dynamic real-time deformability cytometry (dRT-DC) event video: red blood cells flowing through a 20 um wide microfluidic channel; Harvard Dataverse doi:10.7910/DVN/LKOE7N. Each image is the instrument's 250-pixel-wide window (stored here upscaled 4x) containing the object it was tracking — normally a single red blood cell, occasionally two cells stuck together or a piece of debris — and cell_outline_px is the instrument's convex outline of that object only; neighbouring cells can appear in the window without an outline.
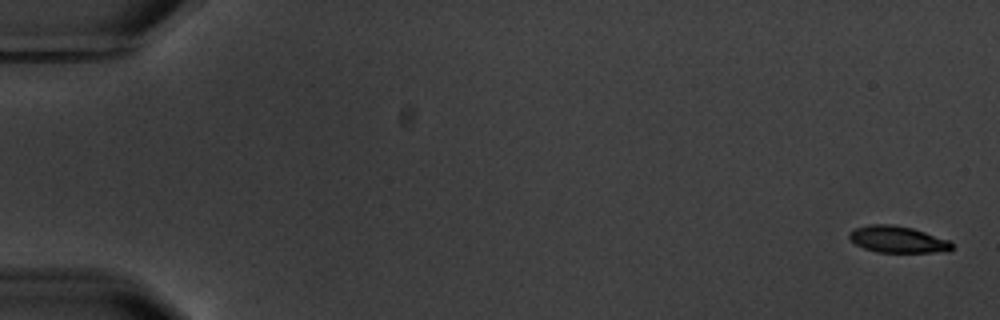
{"species": "common noctule bat (a hibernating species)", "species_latin": "Nyctalus noctula", "temperature_condition": "warm", "stored_images_in_passage": 5, "camera_frame_rate_fps": 3000, "um_per_image_px": 0.085, "animal": {"sex": "male", "body_mass_g": 20.1, "forearm_length_mm": 53.5}, "frame": {"image": 1, "passage_image": 1, "time_ms": 0.0, "image_size_px": [1000, 320], "cell_outline_px": [[952, 248], [948, 252], [876, 252], [864, 248], [856, 244], [848, 236], [848, 232], [856, 228], [868, 224], [892, 224], [912, 228], [948, 240], [952, 244]], "centroid_in_image_um": [76.28, 20.35], "position_along_channel_um": 8.7, "area_um2": 15.84}}
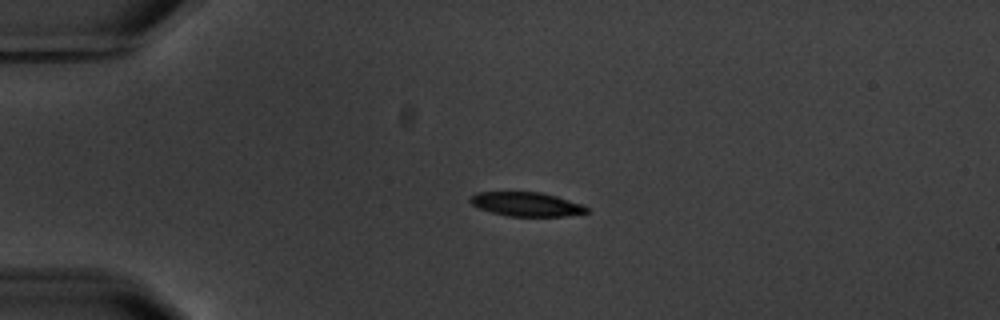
{"frame": {"image": 2, "passage_image": 4, "time_ms": 4.333, "image_size_px": [1000, 320], "cell_outline_px": [[588, 212], [564, 216], [508, 216], [492, 212], [480, 208], [472, 204], [468, 200], [476, 192], [540, 192], [556, 196], [584, 204], [588, 208]], "centroid_in_image_um": [44.76, 17.35], "position_along_channel_um": 40.2, "area_um2": 16.24}}